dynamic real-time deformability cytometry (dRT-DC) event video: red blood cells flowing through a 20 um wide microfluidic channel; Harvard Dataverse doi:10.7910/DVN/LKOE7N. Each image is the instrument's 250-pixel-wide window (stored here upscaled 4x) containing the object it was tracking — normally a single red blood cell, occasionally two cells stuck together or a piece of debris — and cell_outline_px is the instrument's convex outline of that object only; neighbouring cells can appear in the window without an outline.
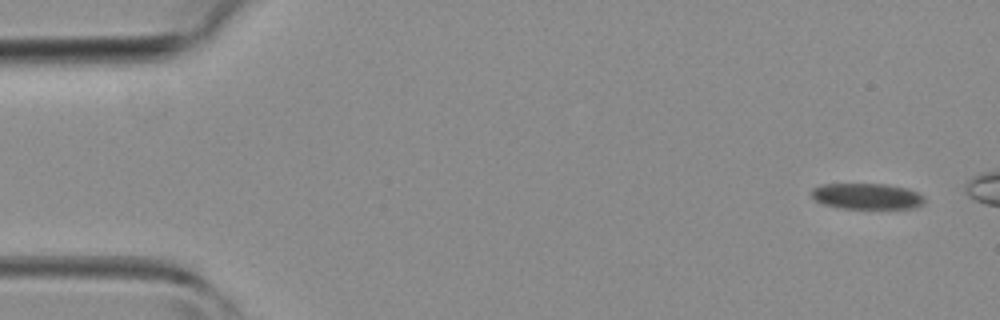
{"species": "common noctule bat (a hibernating species)", "species_latin": "Nyctalus noctula", "temperature_condition": "room temperature", "stored_images_in_passage": 14, "camera_frame_rate_fps": 3000, "um_per_image_px": 0.085, "animal": {"sex": "female", "body_mass_g": 19.3, "forearm_length_mm": 54.1}, "frame": {"image": 1, "passage_image": 1, "time_ms": 0.0, "image_size_px": [1000, 320], "cell_outline_px": [[924, 204], [916, 208], [840, 208], [824, 204], [816, 200], [812, 196], [812, 188], [820, 184], [884, 184], [908, 188], [924, 196]], "centroid_in_image_um": [73.7, 16.68], "position_along_channel_um": 11.3, "area_um2": 17.05}}